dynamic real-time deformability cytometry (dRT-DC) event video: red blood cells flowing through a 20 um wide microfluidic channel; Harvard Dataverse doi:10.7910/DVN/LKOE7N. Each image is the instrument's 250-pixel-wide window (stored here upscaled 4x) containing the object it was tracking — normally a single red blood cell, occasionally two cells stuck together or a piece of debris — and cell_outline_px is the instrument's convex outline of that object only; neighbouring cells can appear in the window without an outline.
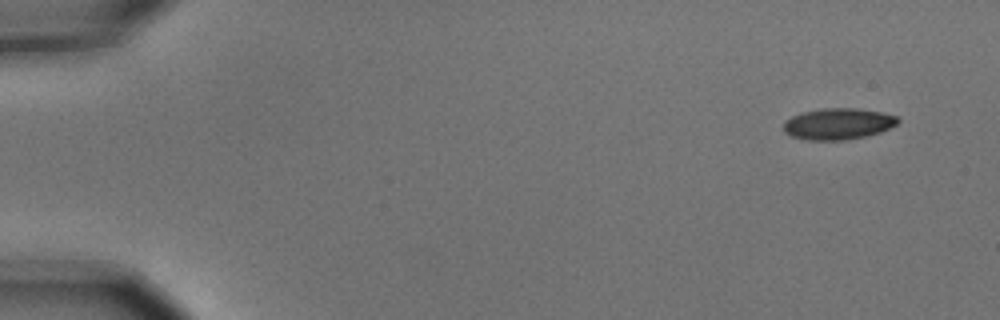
{"species": "common noctule bat (a hibernating species)", "species_latin": "Nyctalus noctula", "temperature_condition": "cold", "stored_images_in_passage": 4, "camera_frame_rate_fps": 3000, "um_per_image_px": 0.085, "animal": {"sex": "male", "body_mass_g": 15.6}, "frame": {"image": 1, "passage_image": 1, "time_ms": 0.0, "image_size_px": [1000, 320], "cell_outline_px": [[900, 120], [896, 124], [880, 132], [864, 136], [844, 140], [808, 140], [792, 136], [784, 132], [784, 120], [792, 116], [804, 112], [824, 108], [856, 108], [884, 112], [896, 116]], "centroid_in_image_um": [71.23, 10.52], "position_along_channel_um": 13.8, "area_um2": 20.75}}
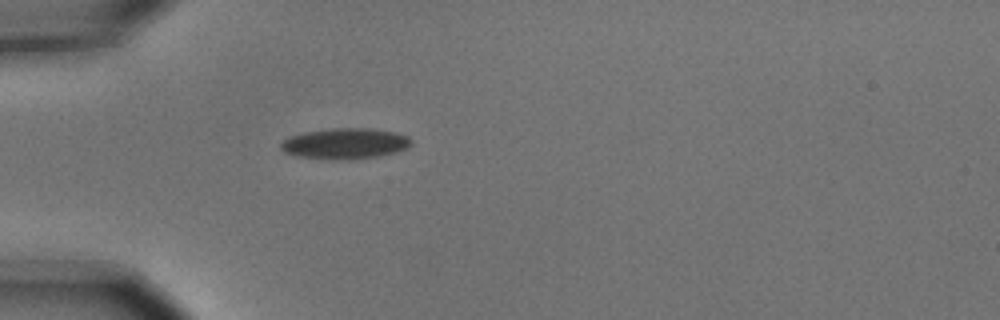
{"frame": {"image": 2, "passage_image": 4, "time_ms": 1.0, "image_size_px": [1000, 320], "cell_outline_px": [[412, 144], [408, 148], [396, 152], [376, 156], [336, 160], [296, 156], [284, 152], [280, 148], [280, 144], [288, 136], [304, 132], [332, 128], [368, 128], [392, 132], [408, 136], [412, 140]], "centroid_in_image_um": [29.3, 12.2], "position_along_channel_um": 55.7, "area_um2": 23.29}}